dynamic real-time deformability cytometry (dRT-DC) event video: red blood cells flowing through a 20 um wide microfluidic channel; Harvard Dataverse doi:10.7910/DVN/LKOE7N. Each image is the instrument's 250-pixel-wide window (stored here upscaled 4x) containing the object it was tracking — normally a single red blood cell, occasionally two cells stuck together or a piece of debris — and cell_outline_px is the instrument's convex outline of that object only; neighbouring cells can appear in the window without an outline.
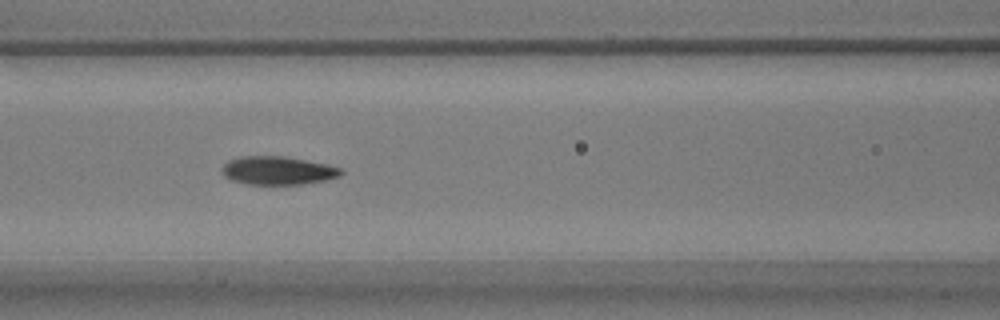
{"species": "common noctule bat (a hibernating species)", "species_latin": "Nyctalus noctula", "temperature_condition": "warm", "stored_images_in_passage": 44, "camera_frame_rate_fps": 3000, "um_per_image_px": 0.085, "animal": {"sex": "male", "body_mass_g": 17.9}, "frame": {"image": 1, "passage_image": 14, "time_ms": 4.333, "image_size_px": [1000, 320], "cell_outline_px": [[344, 172], [340, 176], [324, 180], [300, 184], [244, 184], [232, 180], [224, 176], [220, 172], [224, 164], [228, 160], [240, 156], [284, 156], [328, 164], [340, 168]], "centroid_in_image_um": [23.58, 14.49], "position_along_channel_um": 143.0, "area_um2": 19.71}}
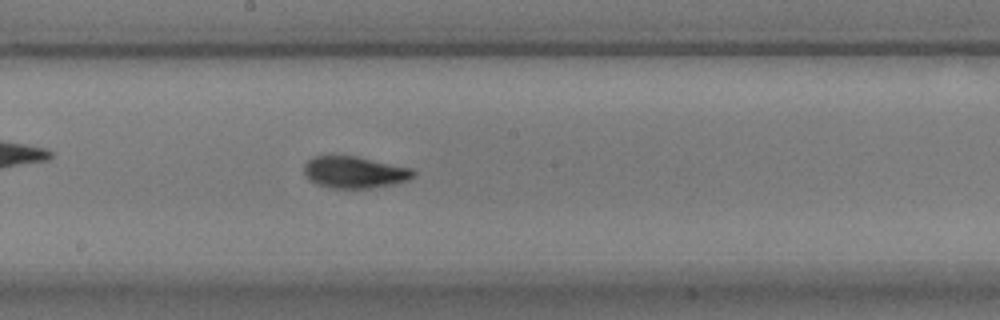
{"frame": {"image": 2, "passage_image": 20, "time_ms": 6.333, "image_size_px": [1000, 320], "cell_outline_px": [[416, 176], [408, 180], [392, 184], [372, 188], [328, 188], [316, 184], [308, 180], [304, 172], [304, 164], [308, 160], [316, 156], [356, 156], [412, 168], [416, 172]], "centroid_in_image_um": [30.14, 14.65], "position_along_channel_um": 218.1, "area_um2": 20.35}}
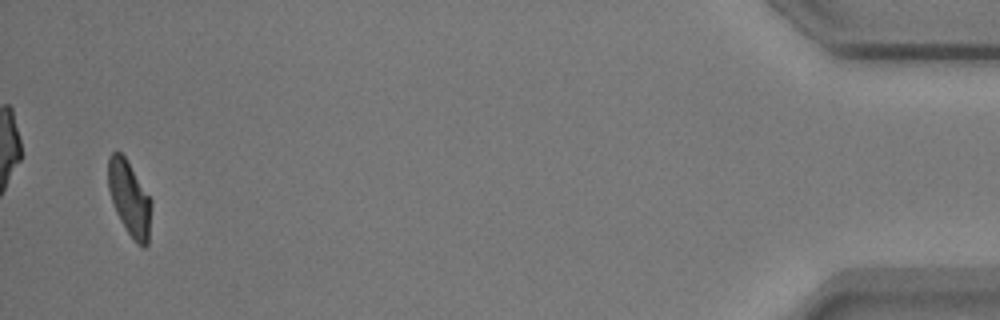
{"frame": {"image": 3, "passage_image": 43, "time_ms": 14.0, "image_size_px": [1000, 320], "cell_outline_px": [[152, 204], [148, 244], [144, 248], [140, 248], [128, 232], [120, 220], [112, 204], [108, 188], [108, 156], [112, 152], [120, 152], [124, 156], [152, 200]], "centroid_in_image_um": [11.01, 16.89], "position_along_channel_um": 424.2, "area_um2": 18.84}, "authors_computed_cell_mechanics": {"area_um2": 19.7387, "velocity_mm_per_s": 3.7614, "shape_relaxation_time_tau1_ms": 4.1859, "shape_relaxation_time_tau2_ms": 1.5568, "deformation_change_tau1": 0.1452, "deformation_change_tau2": 0.0632}}